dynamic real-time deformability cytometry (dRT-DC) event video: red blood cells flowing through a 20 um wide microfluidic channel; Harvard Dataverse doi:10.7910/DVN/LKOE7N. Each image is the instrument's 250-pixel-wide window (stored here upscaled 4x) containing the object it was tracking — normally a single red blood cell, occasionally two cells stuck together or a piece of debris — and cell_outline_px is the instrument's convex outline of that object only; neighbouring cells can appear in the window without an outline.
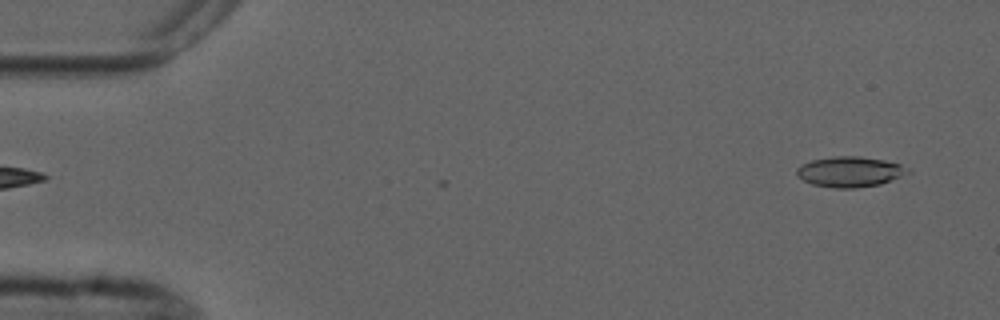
{"species": "common noctule bat (a hibernating species)", "species_latin": "Nyctalus noctula", "temperature_condition": "cold", "stored_images_in_passage": 5, "segment_of_instrument_passage": [2, 2], "camera_frame_rate_fps": 3000, "um_per_image_px": 0.085, "animal": {"sex": "male", "forearm_length_mm": 52.5}, "frame": {"image": 1, "passage_image": 5, "time_ms": 5.667, "image_size_px": [1000, 320], "cell_outline_px": [[912, 172], [880, 184], [856, 188], [836, 188], [812, 184], [796, 176], [796, 168], [812, 160], [836, 156], [860, 156], [884, 160], [900, 164], [908, 168]], "centroid_in_image_um": [72.25, 14.6], "position_along_channel_um": 12.8, "area_um2": 19.59}}